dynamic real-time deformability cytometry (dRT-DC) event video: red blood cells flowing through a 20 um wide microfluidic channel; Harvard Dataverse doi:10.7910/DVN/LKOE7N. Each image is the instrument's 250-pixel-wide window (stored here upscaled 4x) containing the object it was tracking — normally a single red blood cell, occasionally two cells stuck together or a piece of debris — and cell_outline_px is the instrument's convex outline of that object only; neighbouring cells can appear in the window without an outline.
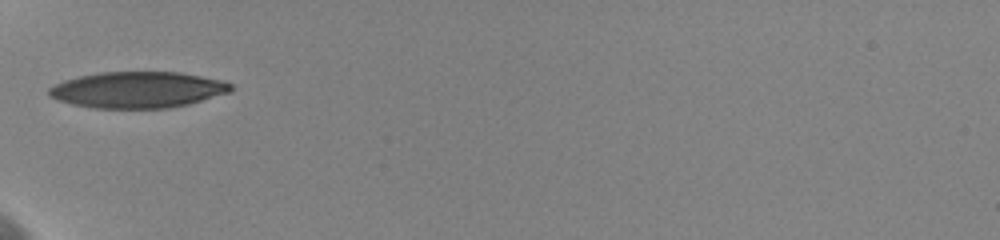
{"species": "human", "species_latin": "Homo sapiens", "temperature_condition": "cold", "stored_images_in_passage": 12, "camera_frame_rate_fps": 3000, "um_per_image_px": 0.085, "donor": {"sex": "female"}, "frame": {"image": 1, "passage_image": 1, "time_ms": 0.0, "image_size_px": [1000, 240], "cell_outline_px": [[232, 92], [188, 104], [168, 108], [96, 108], [76, 104], [60, 100], [48, 96], [48, 88], [64, 80], [80, 76], [100, 72], [180, 72], [224, 80], [232, 84]], "centroid_in_image_um": [11.76, 7.62], "position_along_channel_um": 73.2, "area_um2": 38.32}}